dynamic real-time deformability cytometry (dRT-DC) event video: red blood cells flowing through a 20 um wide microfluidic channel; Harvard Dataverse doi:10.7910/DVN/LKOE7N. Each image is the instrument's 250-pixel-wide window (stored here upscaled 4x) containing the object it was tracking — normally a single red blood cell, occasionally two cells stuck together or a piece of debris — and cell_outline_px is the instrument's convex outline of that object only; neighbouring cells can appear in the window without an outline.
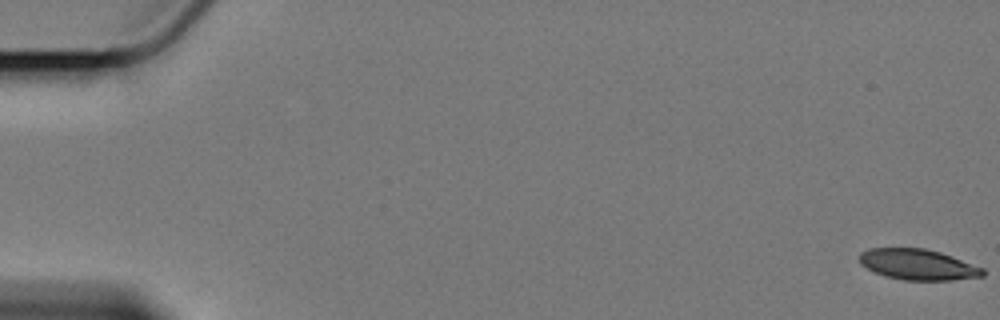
{"species": "Egyptian fruit bat (a non-hibernating species)", "species_latin": "Rousettus aegyptiacus", "temperature_condition": "cold", "stored_images_in_passage": 18, "camera_frame_rate_fps": 3000, "um_per_image_px": 0.085, "animal": {"sex": "female"}, "frame": {"image": 1, "passage_image": 1, "time_ms": 0.0, "image_size_px": [1000, 320], "cell_outline_px": [[984, 276], [952, 280], [904, 280], [888, 276], [876, 272], [860, 264], [860, 252], [868, 248], [924, 248], [940, 252], [952, 256], [984, 268]], "centroid_in_image_um": [78.04, 22.48], "position_along_channel_um": 7.0, "area_um2": 21.96}}
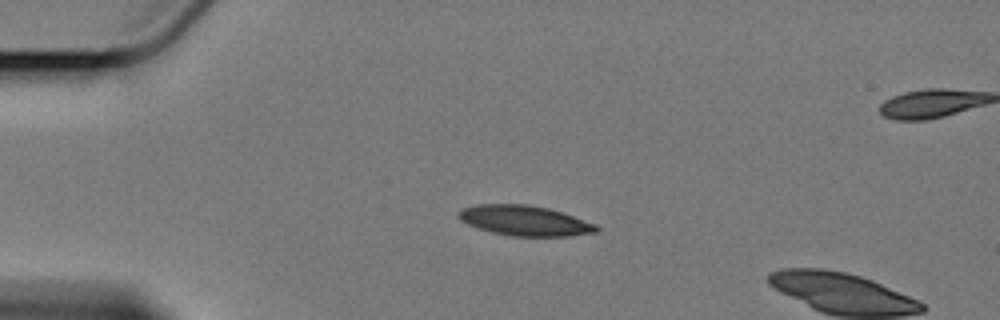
{"frame": {"image": 2, "passage_image": 15, "time_ms": 4.667, "image_size_px": [1000, 320], "cell_outline_px": [[600, 228], [596, 232], [568, 236], [512, 236], [492, 232], [468, 224], [460, 220], [456, 216], [456, 212], [460, 208], [476, 204], [528, 204], [548, 208], [596, 224]], "centroid_in_image_um": [44.54, 18.74], "position_along_channel_um": 40.5, "area_um2": 24.22}}